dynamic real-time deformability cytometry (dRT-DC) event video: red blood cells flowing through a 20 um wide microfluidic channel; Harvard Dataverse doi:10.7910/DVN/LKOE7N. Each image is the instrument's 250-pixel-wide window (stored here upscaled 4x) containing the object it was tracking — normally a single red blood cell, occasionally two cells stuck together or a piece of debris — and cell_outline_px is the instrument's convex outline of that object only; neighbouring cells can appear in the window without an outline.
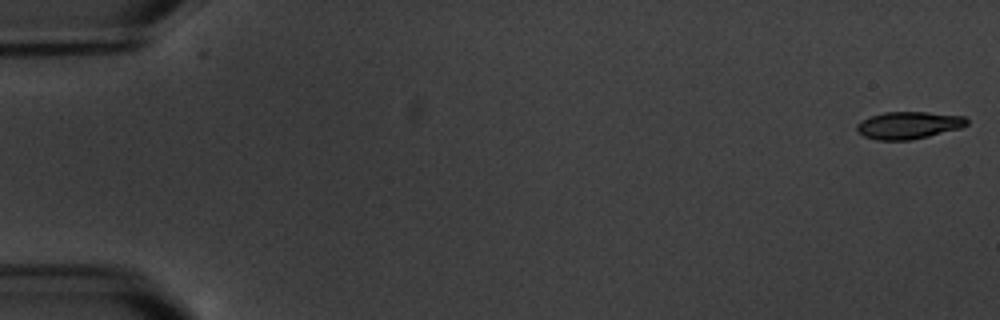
{"species": "common noctule bat (a hibernating species)", "species_latin": "Nyctalus noctula", "temperature_condition": "warm", "stored_images_in_passage": 5, "segment_of_instrument_passage": [1, 2], "camera_frame_rate_fps": 3000, "um_per_image_px": 0.085, "animal": {"sex": "male", "body_mass_g": 20.1, "forearm_length_mm": 53.5}, "frame": {"image": 1, "passage_image": 1, "time_ms": 0.0, "image_size_px": [1000, 320], "cell_outline_px": [[968, 124], [960, 128], [912, 140], [876, 140], [864, 136], [856, 132], [856, 124], [860, 120], [884, 112], [928, 112], [964, 116], [968, 120]], "centroid_in_image_um": [77.2, 10.64], "position_along_channel_um": 7.8, "area_um2": 17.57}}